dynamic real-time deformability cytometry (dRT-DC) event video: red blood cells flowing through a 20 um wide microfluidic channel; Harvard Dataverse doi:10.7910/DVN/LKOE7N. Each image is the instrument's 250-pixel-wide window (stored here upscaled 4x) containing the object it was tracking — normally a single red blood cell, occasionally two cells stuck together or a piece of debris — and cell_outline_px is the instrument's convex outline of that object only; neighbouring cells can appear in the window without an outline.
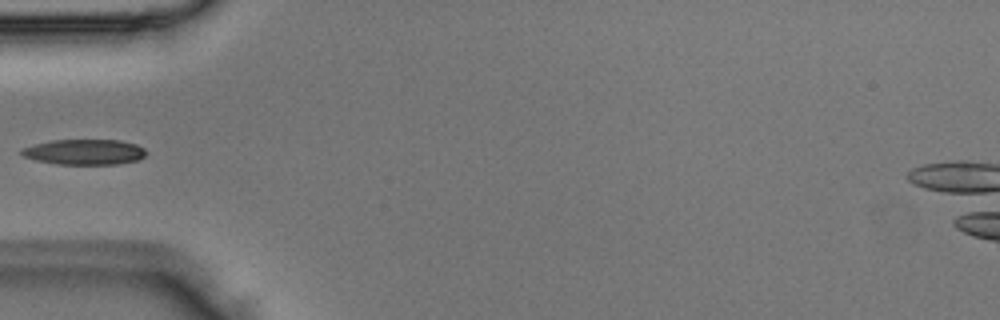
{"species": "Egyptian fruit bat (a non-hibernating species)", "species_latin": "Rousettus aegyptiacus", "temperature_condition": "room temperature", "stored_images_in_passage": 4, "camera_frame_rate_fps": 3000, "um_per_image_px": 0.085, "animal": {"sex": "male"}, "frame": {"image": 1, "passage_image": 4, "time_ms": 1.0, "image_size_px": [1000, 320], "cell_outline_px": [[148, 152], [144, 156], [136, 160], [120, 164], [56, 164], [36, 160], [24, 156], [20, 152], [20, 148], [52, 140], [120, 140], [136, 144], [144, 148]], "centroid_in_image_um": [7.19, 12.92], "position_along_channel_um": 77.8, "area_um2": 18.44}}